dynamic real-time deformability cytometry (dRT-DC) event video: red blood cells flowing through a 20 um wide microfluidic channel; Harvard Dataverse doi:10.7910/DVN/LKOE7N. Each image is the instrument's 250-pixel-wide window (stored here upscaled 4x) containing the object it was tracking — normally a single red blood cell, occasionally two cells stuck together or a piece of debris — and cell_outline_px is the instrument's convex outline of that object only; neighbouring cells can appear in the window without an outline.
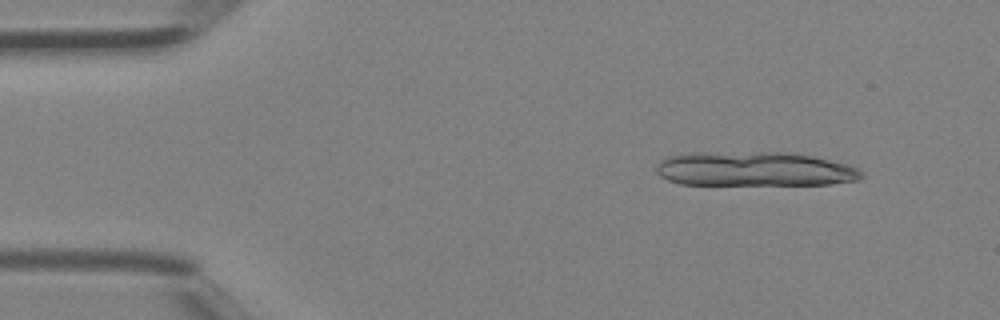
{"species": "Egyptian fruit bat (a non-hibernating species)", "species_latin": "Rousettus aegyptiacus", "temperature_condition": "room temperature", "stored_images_in_passage": 9, "camera_frame_rate_fps": 3000, "um_per_image_px": 0.085, "animal": {"sex": "female"}, "frame": {"image": 1, "passage_image": 3, "time_ms": 0.667, "image_size_px": [1000, 320], "cell_outline_px": [[864, 176], [860, 180], [828, 184], [680, 184], [668, 180], [660, 176], [656, 172], [656, 168], [660, 160], [668, 156], [688, 152], [788, 152], [812, 156], [848, 164], [856, 168]], "centroid_in_image_um": [64.1, 14.35], "position_along_channel_um": 20.9, "area_um2": 41.27}}